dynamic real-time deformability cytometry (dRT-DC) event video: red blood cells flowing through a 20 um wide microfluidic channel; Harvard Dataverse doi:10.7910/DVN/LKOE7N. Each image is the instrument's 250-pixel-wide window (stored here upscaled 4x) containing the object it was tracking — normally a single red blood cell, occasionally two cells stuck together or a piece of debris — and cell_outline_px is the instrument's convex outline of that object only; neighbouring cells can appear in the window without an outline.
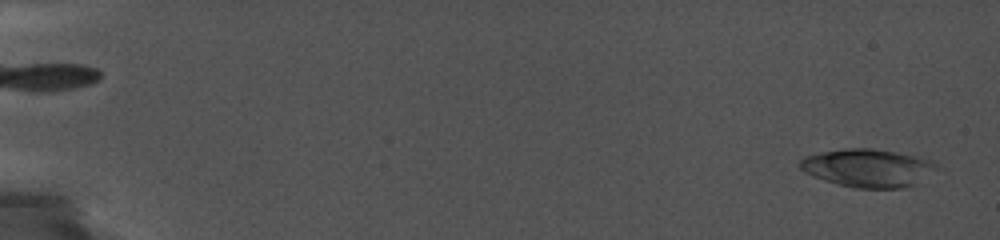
{"species": "common noctule bat (a hibernating species)", "species_latin": "Nyctalus noctula", "temperature_condition": "cold", "stored_images_in_passage": 32, "camera_frame_rate_fps": 5000, "um_per_image_px": 0.085, "animal": {"sex": "female", "body_mass_g": 19.0, "forearm_length_mm": 56.7}, "frame": {"image": 1, "passage_image": 3, "time_ms": 0.6, "image_size_px": [1000, 240], "cell_outline_px": [[944, 168], [916, 184], [904, 188], [856, 188], [836, 184], [812, 176], [804, 172], [800, 168], [800, 160], [804, 156], [820, 152], [844, 148], [872, 148], [932, 160]], "centroid_in_image_um": [73.82, 14.29], "position_along_channel_um": 11.2, "area_um2": 30.69}}
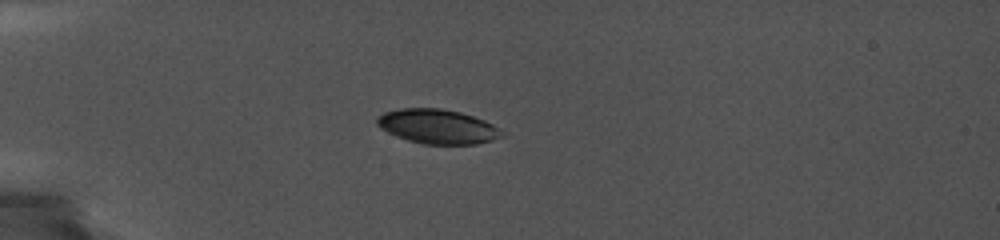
{"frame": {"image": 2, "passage_image": 21, "time_ms": 5.8, "image_size_px": [1000, 240], "cell_outline_px": [[508, 136], [476, 144], [424, 144], [408, 140], [396, 136], [380, 128], [376, 124], [376, 120], [384, 112], [404, 108], [440, 108], [460, 112], [484, 120], [492, 124], [504, 132]], "centroid_in_image_um": [37.23, 10.76], "position_along_channel_um": 47.8, "area_um2": 25.03}}